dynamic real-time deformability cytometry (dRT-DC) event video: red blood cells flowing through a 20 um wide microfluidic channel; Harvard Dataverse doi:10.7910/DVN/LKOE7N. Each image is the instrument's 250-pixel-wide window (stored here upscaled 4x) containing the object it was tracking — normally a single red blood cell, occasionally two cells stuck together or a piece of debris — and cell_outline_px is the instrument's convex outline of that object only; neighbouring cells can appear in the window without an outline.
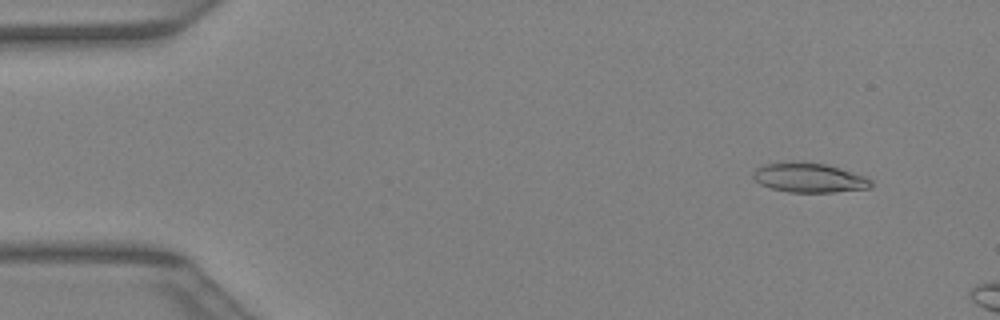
{"species": "Egyptian fruit bat (a non-hibernating species)", "species_latin": "Rousettus aegyptiacus", "temperature_condition": "warm", "stored_images_in_passage": 9, "camera_frame_rate_fps": 3000, "um_per_image_px": 0.085, "animal": {"sex": "female"}, "frame": {"image": 1, "passage_image": 4, "time_ms": 1.0, "image_size_px": [1000, 320], "cell_outline_px": [[872, 188], [832, 192], [788, 192], [772, 188], [760, 184], [752, 176], [752, 172], [756, 168], [764, 164], [788, 160], [804, 160], [824, 164], [868, 176], [872, 180]], "centroid_in_image_um": [68.77, 15.08], "position_along_channel_um": 16.2, "area_um2": 20.75}}